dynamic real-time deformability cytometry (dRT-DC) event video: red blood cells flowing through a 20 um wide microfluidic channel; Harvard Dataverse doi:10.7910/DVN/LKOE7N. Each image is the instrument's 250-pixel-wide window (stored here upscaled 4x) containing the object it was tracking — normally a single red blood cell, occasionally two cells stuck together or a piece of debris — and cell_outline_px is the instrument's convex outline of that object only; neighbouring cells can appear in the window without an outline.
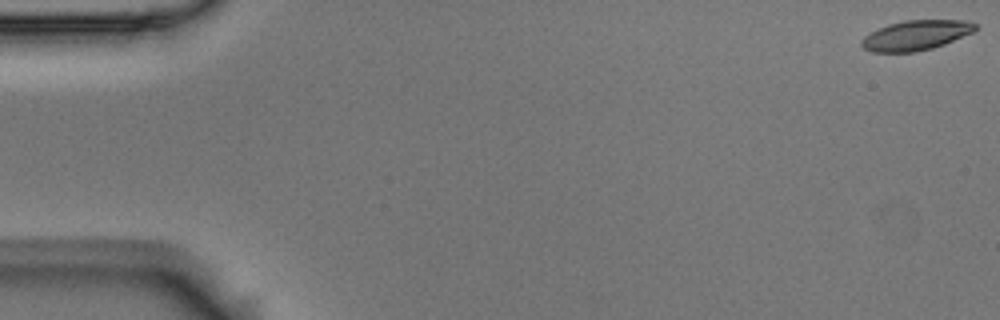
{"species": "Egyptian fruit bat (a non-hibernating species)", "species_latin": "Rousettus aegyptiacus", "temperature_condition": "room temperature", "stored_images_in_passage": 57, "camera_frame_rate_fps": 3000, "um_per_image_px": 0.085, "animal": {"sex": "male"}, "frame": {"image": 1, "passage_image": 1, "time_ms": 0.0, "image_size_px": [1000, 320], "cell_outline_px": [[976, 28], [972, 32], [944, 44], [932, 48], [916, 52], [872, 52], [864, 48], [860, 44], [860, 40], [864, 36], [888, 24], [904, 20], [968, 20], [976, 24]], "centroid_in_image_um": [77.83, 3.0], "position_along_channel_um": 7.2, "area_um2": 19.71}}
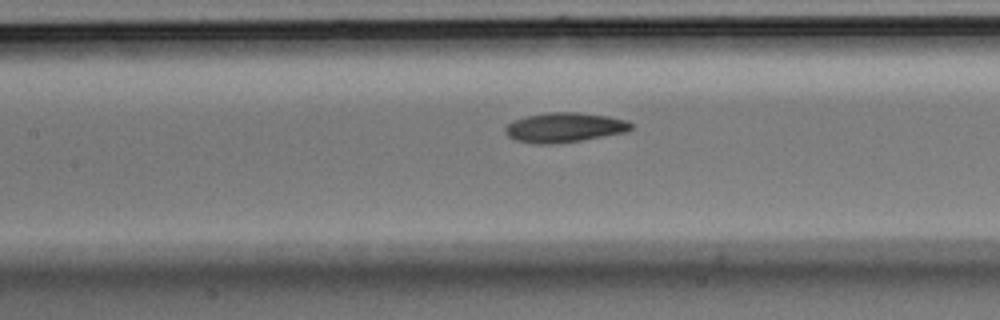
{"frame": {"image": 2, "passage_image": 26, "time_ms": 8.333, "image_size_px": [1000, 320], "cell_outline_px": [[632, 128], [624, 132], [580, 140], [552, 144], [532, 144], [516, 140], [508, 136], [504, 132], [504, 128], [512, 120], [528, 116], [548, 112], [576, 112], [608, 116], [628, 120], [632, 124]], "centroid_in_image_um": [47.94, 10.83], "position_along_channel_um": 159.5, "area_um2": 21.68}}
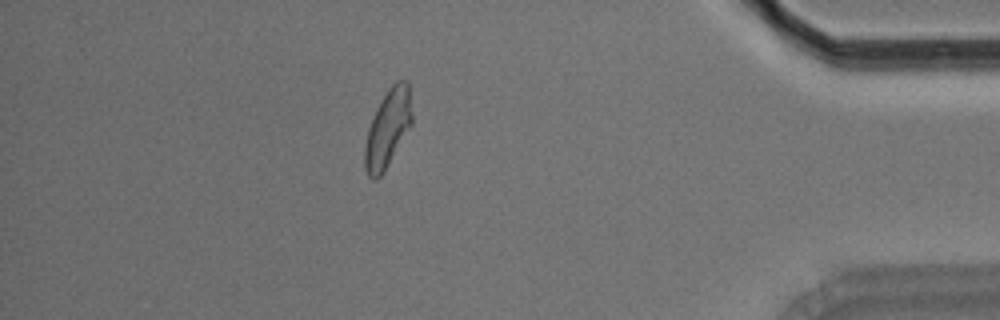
{"frame": {"image": 3, "passage_image": 50, "time_ms": 16.333, "image_size_px": [1000, 320], "cell_outline_px": [[412, 124], [384, 172], [376, 180], [372, 180], [368, 176], [364, 168], [364, 144], [368, 128], [376, 108], [388, 88], [396, 80], [408, 80], [412, 116]], "centroid_in_image_um": [32.94, 10.93], "position_along_channel_um": 402.3, "area_um2": 21.56}, "authors_computed_cell_mechanics": {"area_um2": 21.1548, "velocity_mm_per_s": 3.5573, "shape_relaxation_time_tau1_ms": 4.3881, "shape_relaxation_time_tau2_ms": 3.8516, "deformation_change_tau1": 0.1605, "deformation_change_tau2": 0.0997}}